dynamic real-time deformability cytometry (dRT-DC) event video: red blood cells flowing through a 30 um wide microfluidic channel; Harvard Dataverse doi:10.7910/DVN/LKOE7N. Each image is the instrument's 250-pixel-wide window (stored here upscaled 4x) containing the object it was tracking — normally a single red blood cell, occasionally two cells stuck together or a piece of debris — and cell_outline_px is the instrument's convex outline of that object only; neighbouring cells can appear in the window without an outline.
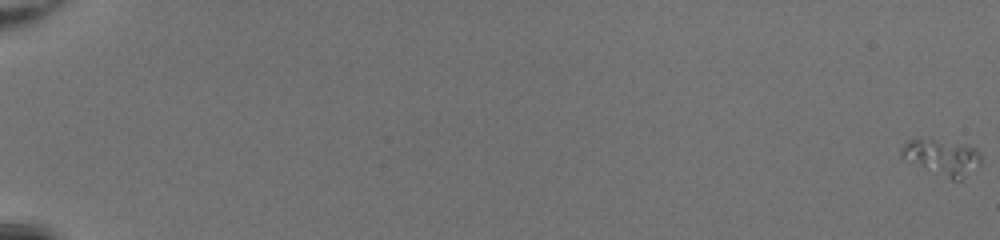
{"species": "common noctule bat (a hibernating species)", "species_latin": "Nyctalus noctula", "temperature_condition": "room temperature", "stored_images_in_passage": 52, "camera_frame_rate_fps": 3000, "um_per_image_px": 0.085, "animal": {"sex": "female", "body_mass_g": 20.0, "forearm_length_mm": 54.0}, "frame": {"image": 1, "passage_image": 1, "time_ms": 0.0, "image_size_px": [1000, 240], "cell_outline_px": [[980, 164], [960, 180], [952, 180], [900, 156], [900, 148], [908, 140], [932, 140], [976, 148], [980, 152]], "centroid_in_image_um": [80.09, 13.38], "position_along_channel_um": 4.9, "area_um2": 15.66}}
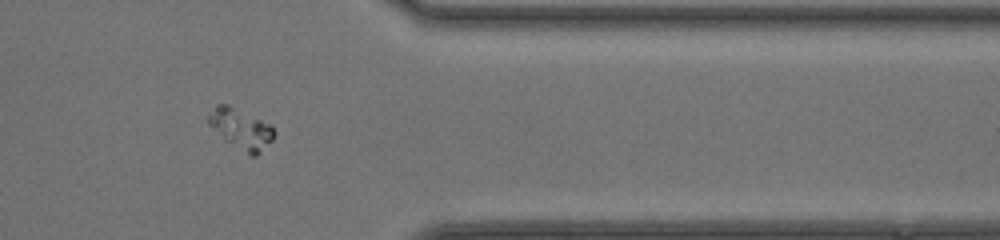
{"frame": {"image": 2, "passage_image": 45, "time_ms": 14.667, "image_size_px": [1000, 240], "cell_outline_px": [[276, 132], [272, 140], [256, 156], [252, 156], [224, 140], [208, 124], [208, 116], [216, 104], [228, 104], [272, 124]], "centroid_in_image_um": [20.5, 10.94], "position_along_channel_um": 390.9, "area_um2": 15.43}}
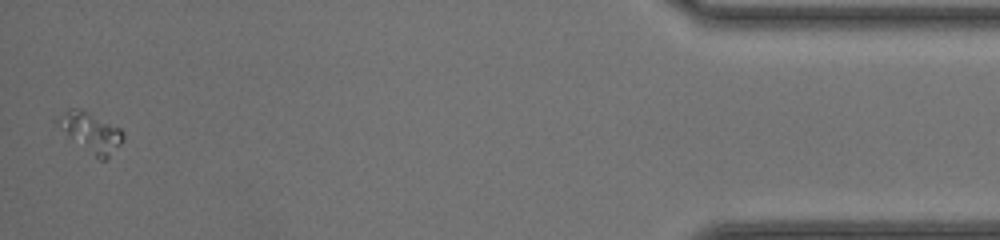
{"frame": {"image": 3, "passage_image": 52, "time_ms": 17.0, "image_size_px": [1000, 240], "cell_outline_px": [[124, 136], [120, 144], [104, 160], [100, 160], [68, 136], [56, 124], [56, 120], [68, 108], [80, 108], [120, 128], [124, 132]], "centroid_in_image_um": [7.71, 11.22], "position_along_channel_um": 427.5, "area_um2": 14.62}}